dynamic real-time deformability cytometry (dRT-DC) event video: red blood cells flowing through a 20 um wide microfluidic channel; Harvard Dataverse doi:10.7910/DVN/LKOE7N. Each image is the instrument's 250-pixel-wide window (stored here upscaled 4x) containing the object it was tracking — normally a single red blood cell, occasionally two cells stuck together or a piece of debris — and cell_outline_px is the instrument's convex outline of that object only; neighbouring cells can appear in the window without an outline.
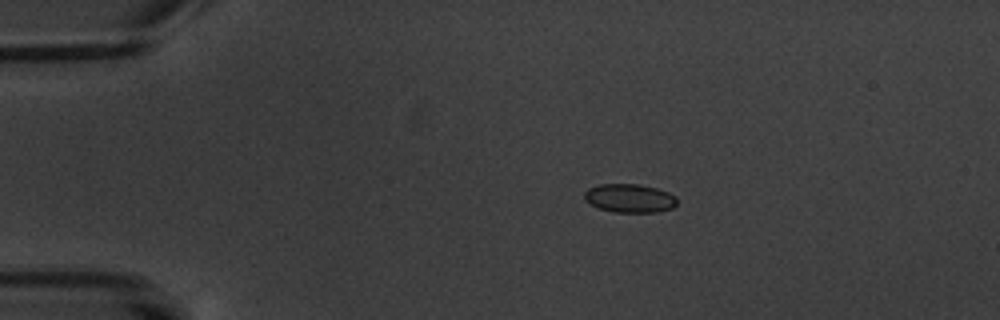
{"species": "common noctule bat (a hibernating species)", "species_latin": "Nyctalus noctula", "temperature_condition": "warm", "stored_images_in_passage": 7, "camera_frame_rate_fps": 3000, "um_per_image_px": 0.085, "animal": {"sex": "male", "body_mass_g": 20.1, "forearm_length_mm": 53.5}, "frame": {"image": 1, "passage_image": 4, "time_ms": 3.667, "image_size_px": [1000, 320], "cell_outline_px": [[676, 204], [672, 208], [656, 212], [616, 212], [600, 208], [584, 200], [584, 192], [588, 188], [600, 184], [640, 184], [656, 188], [668, 192], [676, 196]], "centroid_in_image_um": [53.52, 16.84], "position_along_channel_um": 31.5, "area_um2": 15.37}}